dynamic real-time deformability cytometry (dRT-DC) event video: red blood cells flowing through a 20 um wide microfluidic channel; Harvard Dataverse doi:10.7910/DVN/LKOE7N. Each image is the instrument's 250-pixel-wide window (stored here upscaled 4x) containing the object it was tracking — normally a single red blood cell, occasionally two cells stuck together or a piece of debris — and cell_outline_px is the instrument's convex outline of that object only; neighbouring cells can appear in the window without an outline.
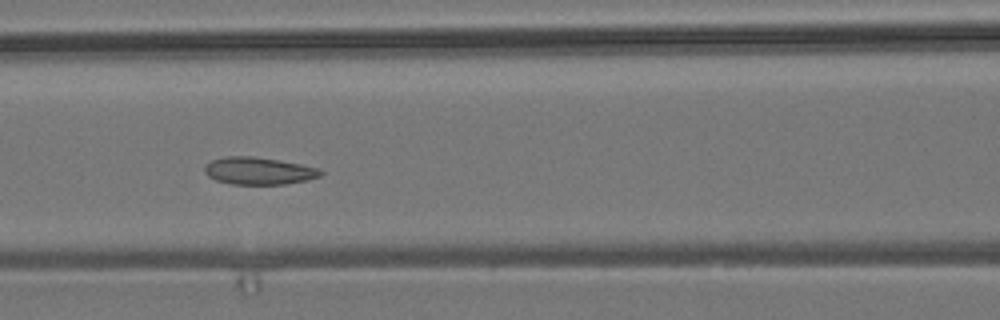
{"species": "common noctule bat (a hibernating species)", "species_latin": "Nyctalus noctula", "temperature_condition": "room temperature", "stored_images_in_passage": 7, "camera_frame_rate_fps": 3000, "um_per_image_px": 0.085, "animal": {"sex": "male", "body_mass_g": 19.2, "forearm_length_mm": 51.8}, "frame": {"image": 1, "passage_image": 6, "time_ms": 1.667, "image_size_px": [1000, 320], "cell_outline_px": [[324, 172], [320, 176], [308, 180], [284, 184], [232, 184], [216, 180], [208, 176], [204, 172], [204, 168], [212, 160], [224, 156], [252, 156], [300, 164], [320, 168]], "centroid_in_image_um": [22.0, 14.52], "position_along_channel_um": 144.6, "area_um2": 18.38}}
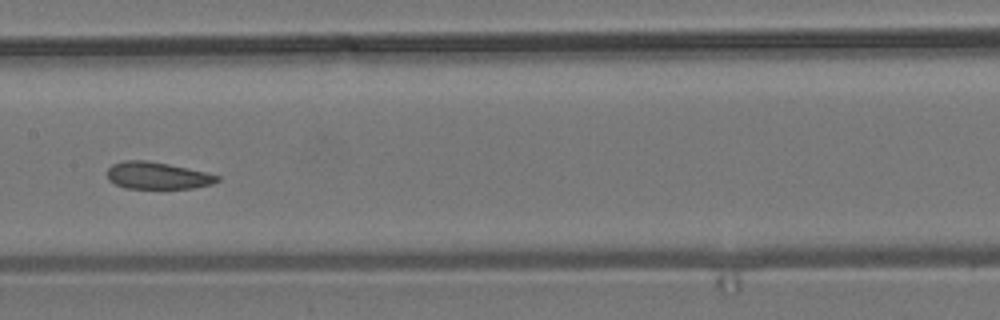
{"frame": {"image": 2, "passage_image": 7, "time_ms": 2.0, "image_size_px": [1000, 320], "cell_outline_px": [[220, 180], [212, 184], [192, 188], [124, 188], [108, 180], [108, 168], [112, 164], [124, 160], [148, 160], [208, 172], [220, 176]], "centroid_in_image_um": [13.39, 14.92], "position_along_channel_um": 194.0, "area_um2": 17.4}}